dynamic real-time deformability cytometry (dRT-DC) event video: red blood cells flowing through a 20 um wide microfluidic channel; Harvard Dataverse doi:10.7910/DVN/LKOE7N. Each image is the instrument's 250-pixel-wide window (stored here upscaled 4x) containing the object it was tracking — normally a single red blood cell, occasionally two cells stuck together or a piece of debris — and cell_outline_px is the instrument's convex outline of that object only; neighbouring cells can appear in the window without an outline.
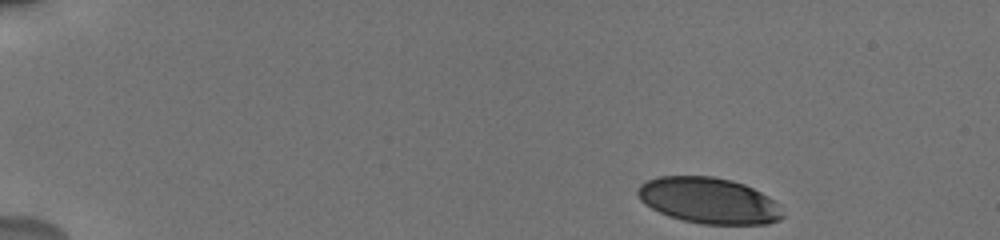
{"species": "human", "species_latin": "Homo sapiens", "temperature_condition": "cold", "stored_images_in_passage": 23, "camera_frame_rate_fps": 3000, "um_per_image_px": 0.085, "donor": {"sex": "male"}, "frame": {"image": 1, "passage_image": 1, "time_ms": 0.0, "image_size_px": [1000, 240], "cell_outline_px": [[784, 216], [780, 220], [768, 224], [700, 224], [668, 216], [644, 204], [640, 200], [636, 192], [636, 188], [640, 184], [648, 180], [660, 176], [712, 176], [732, 180], [744, 184], [768, 196], [780, 204]], "centroid_in_image_um": [60.25, 17.05], "position_along_channel_um": 24.7, "area_um2": 39.07}}
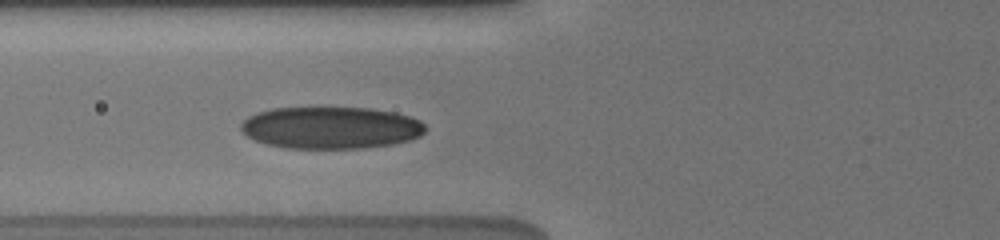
{"frame": {"image": 2, "passage_image": 16, "time_ms": 5.0, "image_size_px": [1000, 240], "cell_outline_px": [[428, 128], [420, 136], [408, 140], [392, 144], [364, 148], [284, 148], [268, 144], [256, 140], [248, 136], [240, 128], [240, 124], [248, 116], [256, 112], [272, 108], [372, 108], [396, 112], [420, 120]], "centroid_in_image_um": [28.13, 10.85], "position_along_channel_um": 97.7, "area_um2": 45.26}}
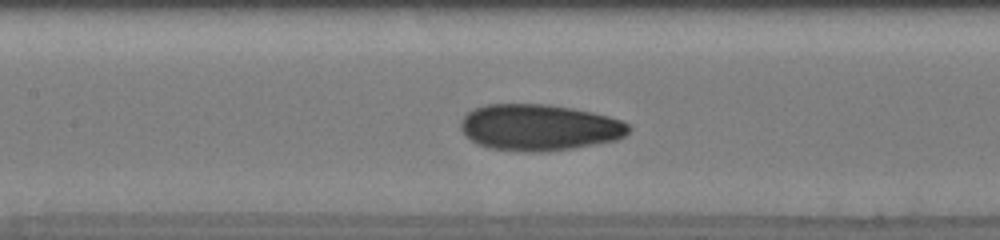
{"frame": {"image": 3, "passage_image": 21, "time_ms": 6.667, "image_size_px": [1000, 240], "cell_outline_px": [[632, 128], [624, 136], [616, 140], [596, 144], [572, 148], [544, 152], [524, 152], [488, 148], [476, 144], [464, 136], [460, 128], [460, 124], [464, 116], [468, 112], [476, 108], [488, 104], [548, 104], [572, 108], [592, 112], [608, 116], [620, 120], [628, 124]], "centroid_in_image_um": [45.81, 10.84], "position_along_channel_um": 161.6, "area_um2": 45.6}}